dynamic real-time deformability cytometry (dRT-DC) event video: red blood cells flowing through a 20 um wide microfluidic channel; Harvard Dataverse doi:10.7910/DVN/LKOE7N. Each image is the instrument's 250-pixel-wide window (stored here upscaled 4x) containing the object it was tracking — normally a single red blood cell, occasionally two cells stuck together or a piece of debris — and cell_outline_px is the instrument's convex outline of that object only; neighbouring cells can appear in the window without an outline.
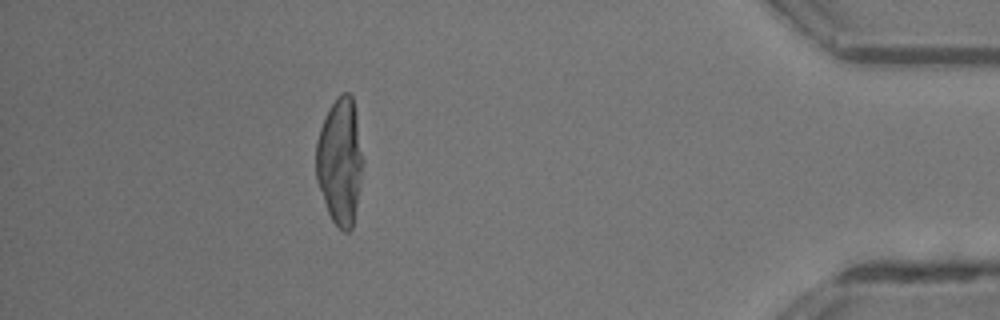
{"species": "common noctule bat (a hibernating species)", "species_latin": "Nyctalus noctula", "temperature_condition": "room temperature", "stored_images_in_passage": 39, "camera_frame_rate_fps": 3000, "um_per_image_px": 0.085, "animal": {"sex": "male", "body_mass_g": 13.3}, "frame": {"image": 1, "passage_image": 34, "time_ms": 11.0, "image_size_px": [1000, 320], "cell_outline_px": [[364, 160], [360, 184], [352, 228], [348, 232], [344, 232], [332, 220], [328, 212], [316, 180], [316, 144], [320, 128], [332, 104], [344, 92], [348, 92], [352, 96], [356, 116]], "centroid_in_image_um": [28.9, 13.74], "position_along_channel_um": 406.3, "area_um2": 34.16}}